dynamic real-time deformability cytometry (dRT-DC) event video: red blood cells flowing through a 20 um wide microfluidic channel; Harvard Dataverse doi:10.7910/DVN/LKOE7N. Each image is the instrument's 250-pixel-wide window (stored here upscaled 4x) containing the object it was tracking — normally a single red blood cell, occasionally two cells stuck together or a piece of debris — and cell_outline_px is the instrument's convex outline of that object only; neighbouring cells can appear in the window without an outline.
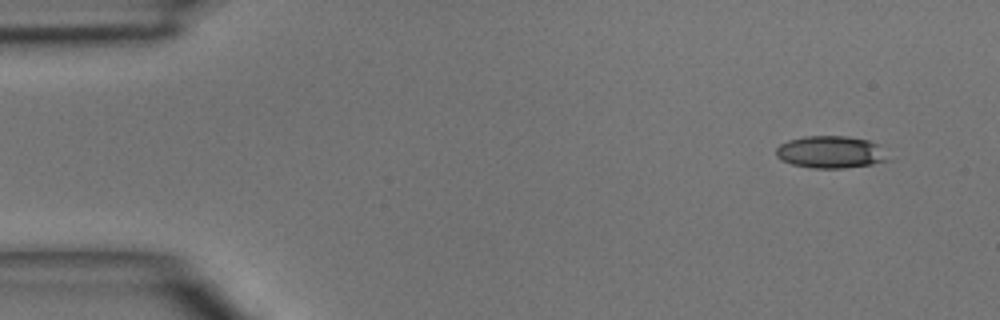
{"species": "common noctule bat (a hibernating species)", "species_latin": "Nyctalus noctula", "temperature_condition": "room temperature", "stored_images_in_passage": 5, "camera_frame_rate_fps": 3000, "um_per_image_px": 0.085, "animal": {"sex": "male", "body_mass_g": 15.6}, "frame": {"image": 1, "passage_image": 1, "time_ms": 0.0, "image_size_px": [1000, 320], "cell_outline_px": [[888, 160], [872, 164], [840, 168], [812, 168], [792, 164], [780, 160], [776, 156], [776, 148], [780, 144], [788, 140], [804, 136], [848, 136], [868, 140], [876, 144]], "centroid_in_image_um": [70.52, 12.92], "position_along_channel_um": 14.5, "area_um2": 20.75}}